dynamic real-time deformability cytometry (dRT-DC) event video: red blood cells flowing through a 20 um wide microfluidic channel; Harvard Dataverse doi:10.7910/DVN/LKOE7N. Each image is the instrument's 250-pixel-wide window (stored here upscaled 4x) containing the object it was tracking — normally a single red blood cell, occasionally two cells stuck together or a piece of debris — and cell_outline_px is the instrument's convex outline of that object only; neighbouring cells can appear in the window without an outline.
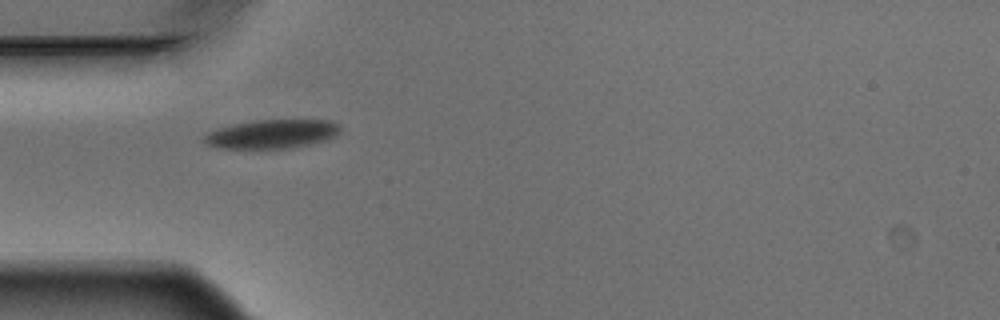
{"species": "Egyptian fruit bat (a non-hibernating species)", "species_latin": "Rousettus aegyptiacus", "temperature_condition": "warm", "stored_images_in_passage": 7, "camera_frame_rate_fps": 3000, "um_per_image_px": 0.085, "animal": {"sex": "male"}, "frame": {"image": 1, "passage_image": 1, "time_ms": 0.0, "image_size_px": [1000, 320], "cell_outline_px": [[340, 132], [336, 136], [312, 144], [288, 148], [252, 152], [216, 148], [208, 144], [204, 140], [204, 136], [208, 132], [216, 128], [232, 124], [256, 120], [332, 120], [340, 128]], "centroid_in_image_um": [23.04, 11.44], "position_along_channel_um": 62.0, "area_um2": 23.87}}
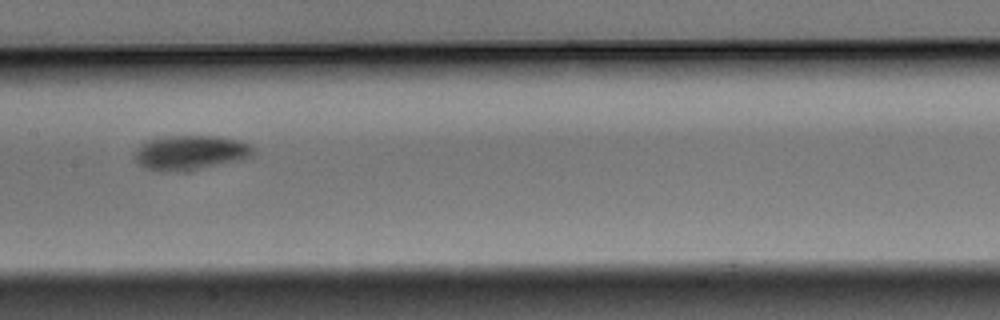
{"frame": {"image": 2, "passage_image": 4, "time_ms": 1.0, "image_size_px": [1000, 320], "cell_outline_px": [[252, 156], [240, 160], [188, 172], [160, 172], [144, 168], [136, 160], [136, 152], [140, 144], [144, 140], [164, 136], [220, 136], [240, 140], [252, 144]], "centroid_in_image_um": [16.18, 12.98], "position_along_channel_um": 191.2, "area_um2": 24.39}}
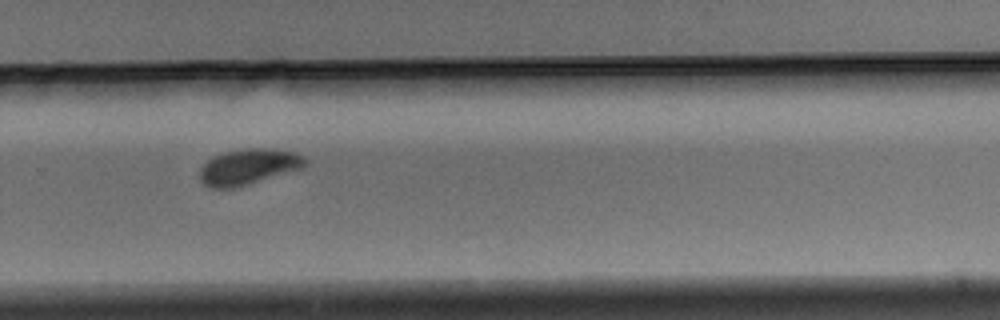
{"frame": {"image": 3, "passage_image": 7, "time_ms": 2.0, "image_size_px": [1000, 320], "cell_outline_px": [[308, 164], [304, 168], [248, 184], [232, 188], [208, 188], [200, 180], [200, 168], [208, 160], [224, 152], [248, 148], [264, 148], [292, 152], [308, 160]], "centroid_in_image_um": [21.12, 14.19], "position_along_channel_um": 308.7, "area_um2": 21.73}}